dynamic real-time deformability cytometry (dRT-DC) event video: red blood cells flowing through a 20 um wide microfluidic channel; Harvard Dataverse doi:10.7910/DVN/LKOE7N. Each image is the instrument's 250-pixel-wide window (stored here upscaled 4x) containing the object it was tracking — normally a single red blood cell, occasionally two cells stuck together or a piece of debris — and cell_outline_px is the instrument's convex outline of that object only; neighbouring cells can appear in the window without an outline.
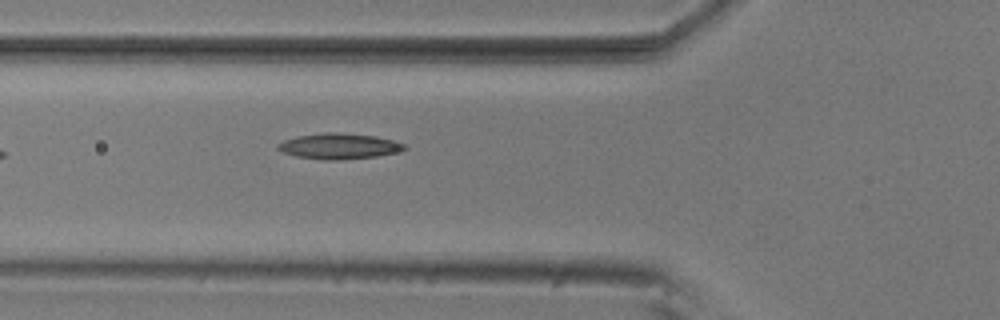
{"species": "common noctule bat (a hibernating species)", "species_latin": "Nyctalus noctula", "temperature_condition": "room temperature", "stored_images_in_passage": 6, "camera_frame_rate_fps": 3000, "um_per_image_px": 0.085, "animal": {"sex": "male", "body_mass_g": 20.5, "forearm_length_mm": 52.5}, "frame": {"image": 1, "passage_image": 6, "time_ms": 1.667, "image_size_px": [1000, 320], "cell_outline_px": [[408, 148], [396, 152], [376, 156], [336, 160], [324, 160], [296, 156], [284, 152], [276, 148], [276, 144], [284, 140], [296, 136], [324, 132], [336, 132], [376, 136], [392, 140], [404, 144]], "centroid_in_image_um": [28.78, 12.41], "position_along_channel_um": 97.0, "area_um2": 18.84}}